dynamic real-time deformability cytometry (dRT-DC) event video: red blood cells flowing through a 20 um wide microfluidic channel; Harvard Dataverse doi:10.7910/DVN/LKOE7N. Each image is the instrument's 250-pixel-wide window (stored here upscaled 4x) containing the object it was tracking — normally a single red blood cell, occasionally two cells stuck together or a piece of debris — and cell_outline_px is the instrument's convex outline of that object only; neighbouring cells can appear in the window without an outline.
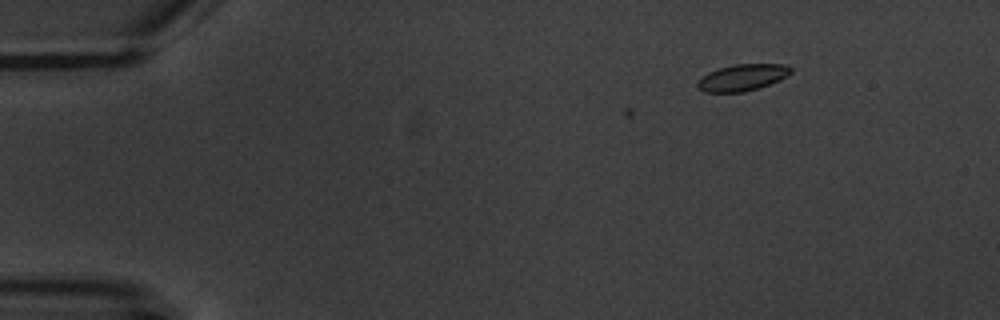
{"species": "common noctule bat (a hibernating species)", "species_latin": "Nyctalus noctula", "temperature_condition": "warm", "stored_images_in_passage": 6, "camera_frame_rate_fps": 3000, "um_per_image_px": 0.085, "animal": {"sex": "male", "body_mass_g": 20.1, "forearm_length_mm": 53.5}, "frame": {"image": 1, "passage_image": 3, "time_ms": 2.333, "image_size_px": [1000, 320], "cell_outline_px": [[792, 72], [788, 76], [780, 80], [760, 88], [744, 92], [704, 92], [696, 84], [708, 72], [720, 68], [736, 64], [784, 64], [792, 68]], "centroid_in_image_um": [63.16, 6.59], "position_along_channel_um": 21.8, "area_um2": 14.39}}